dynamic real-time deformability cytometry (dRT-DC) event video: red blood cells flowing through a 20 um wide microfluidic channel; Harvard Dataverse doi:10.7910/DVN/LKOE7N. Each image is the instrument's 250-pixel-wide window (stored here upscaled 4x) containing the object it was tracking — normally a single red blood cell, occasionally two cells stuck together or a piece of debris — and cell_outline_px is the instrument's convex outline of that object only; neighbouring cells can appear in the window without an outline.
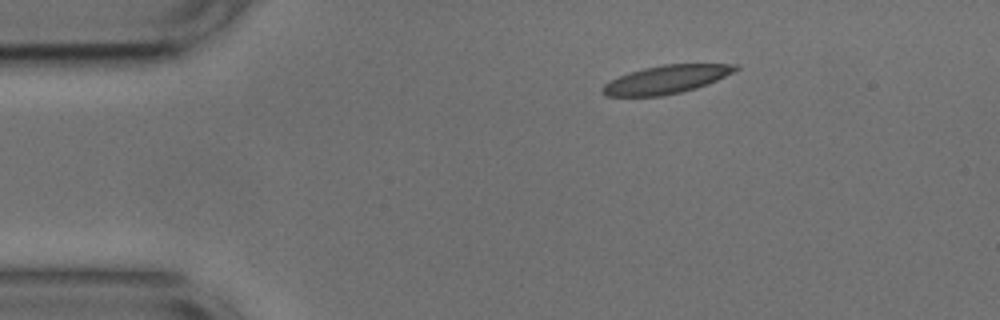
{"species": "common noctule bat (a hibernating species)", "species_latin": "Nyctalus noctula", "temperature_condition": "cold", "stored_images_in_passage": 45, "camera_frame_rate_fps": 3000, "um_per_image_px": 0.085, "animal": {"sex": "male", "body_mass_g": 17.9, "forearm_length_mm": 54.2}, "frame": {"image": 1, "passage_image": 1, "time_ms": 0.0, "image_size_px": [1000, 320], "cell_outline_px": [[740, 68], [708, 84], [696, 88], [680, 92], [660, 96], [604, 96], [600, 92], [600, 88], [604, 84], [628, 72], [644, 68], [664, 64], [740, 64]], "centroid_in_image_um": [56.6, 6.75], "position_along_channel_um": 28.4, "area_um2": 21.79}}
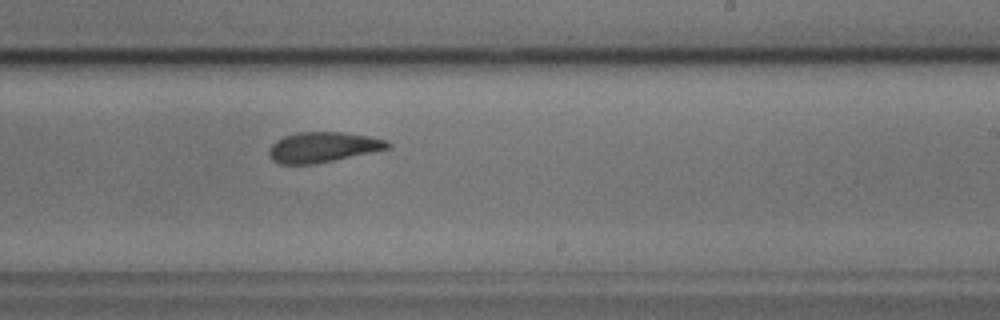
{"frame": {"image": 2, "passage_image": 24, "time_ms": 7.667, "image_size_px": [1000, 320], "cell_outline_px": [[392, 148], [316, 164], [280, 164], [272, 160], [268, 156], [268, 152], [272, 144], [276, 140], [284, 136], [296, 132], [344, 132], [368, 136], [388, 140], [392, 144]], "centroid_in_image_um": [27.47, 12.51], "position_along_channel_um": 261.5, "area_um2": 21.21}}
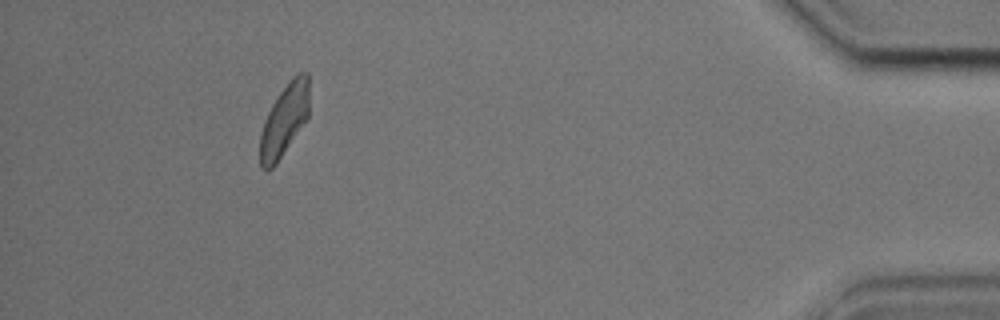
{"frame": {"image": 3, "passage_image": 41, "time_ms": 13.333, "image_size_px": [1000, 320], "cell_outline_px": [[308, 120], [276, 164], [268, 172], [260, 168], [260, 132], [264, 120], [272, 104], [280, 92], [292, 76], [296, 72], [308, 72]], "centroid_in_image_um": [24.16, 10.23], "position_along_channel_um": 411.0, "area_um2": 20.92}, "authors_computed_cell_mechanics": {"area_um2": 21.5016, "velocity_mm_per_s": 3.7112, "shape_relaxation_time_tau1_ms": 8.005, "shape_relaxation_time_tau2_ms": 1.6077, "deformation_change_tau1": 0.2098, "deformation_change_tau2": 0.0959}}